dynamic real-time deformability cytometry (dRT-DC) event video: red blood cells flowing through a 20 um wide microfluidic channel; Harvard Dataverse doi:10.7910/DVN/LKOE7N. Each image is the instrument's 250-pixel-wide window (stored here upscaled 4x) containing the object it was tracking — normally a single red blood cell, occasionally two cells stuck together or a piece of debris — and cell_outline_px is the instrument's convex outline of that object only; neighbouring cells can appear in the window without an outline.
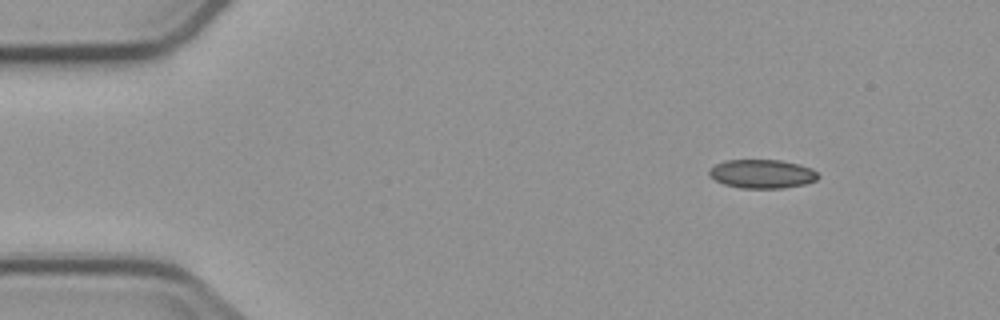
{"species": "common noctule bat (a hibernating species)", "species_latin": "Nyctalus noctula", "temperature_condition": "cold", "stored_images_in_passage": 5, "camera_frame_rate_fps": 3000, "um_per_image_px": 0.085, "animal": {"sex": "male", "body_mass_g": 23.1, "forearm_length_mm": 52.7}, "frame": {"image": 1, "passage_image": 1, "time_ms": 0.0, "image_size_px": [1000, 320], "cell_outline_px": [[820, 176], [816, 180], [804, 184], [784, 188], [740, 188], [724, 184], [716, 180], [708, 172], [716, 164], [724, 160], [780, 160], [800, 164], [812, 168]], "centroid_in_image_um": [64.81, 14.77], "position_along_channel_um": 20.2, "area_um2": 18.21}}
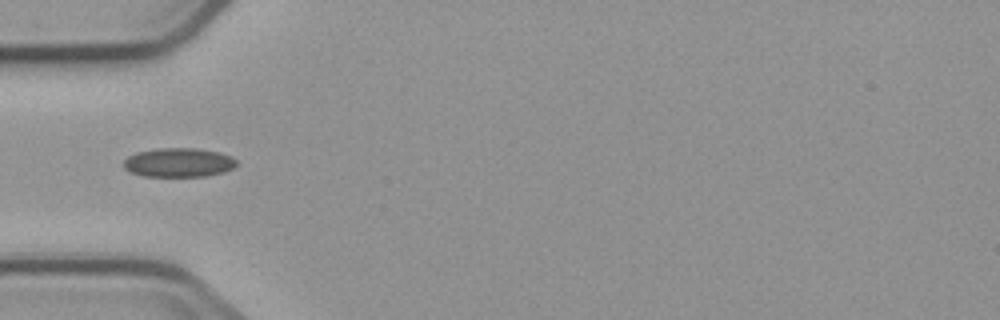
{"frame": {"image": 2, "passage_image": 4, "time_ms": 3.667, "image_size_px": [1000, 320], "cell_outline_px": [[236, 164], [232, 168], [224, 172], [204, 176], [144, 176], [132, 172], [124, 168], [124, 160], [128, 156], [136, 152], [156, 148], [196, 148], [216, 152], [232, 156], [236, 160]], "centroid_in_image_um": [15.17, 13.8], "position_along_channel_um": 69.8, "area_um2": 19.02}}
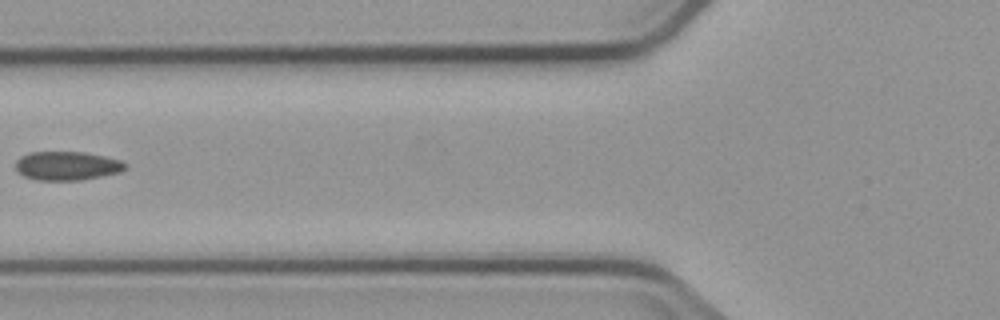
{"frame": {"image": 3, "passage_image": 5, "time_ms": 5.0, "image_size_px": [1000, 320], "cell_outline_px": [[128, 168], [120, 172], [80, 180], [36, 180], [24, 176], [16, 172], [16, 160], [20, 156], [32, 152], [84, 152], [104, 156], [120, 160], [128, 164]], "centroid_in_image_um": [5.69, 14.09], "position_along_channel_um": 120.1, "area_um2": 18.5}}